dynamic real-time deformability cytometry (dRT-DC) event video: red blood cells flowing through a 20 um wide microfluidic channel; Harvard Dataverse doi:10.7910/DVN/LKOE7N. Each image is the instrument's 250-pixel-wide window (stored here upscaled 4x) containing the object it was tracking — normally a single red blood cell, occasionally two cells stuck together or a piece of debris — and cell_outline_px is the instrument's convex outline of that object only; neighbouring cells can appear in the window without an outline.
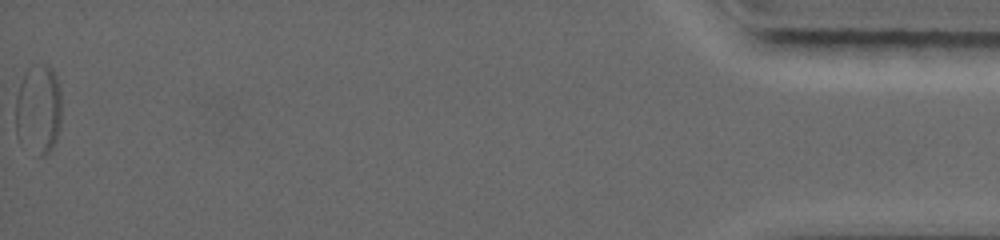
{"species": "common noctule bat (a hibernating species)", "species_latin": "Nyctalus noctula", "temperature_condition": "warm", "stored_images_in_passage": 34, "segment_of_instrument_passage": [3, 3], "camera_frame_rate_fps": 5000, "um_per_image_px": 0.085, "animal": {"sex": "female", "body_mass_g": 19.0, "forearm_length_mm": 56.7}, "frame": {"image": 1, "passage_image": 34, "time_ms": 14.8, "image_size_px": [1000, 240], "cell_outline_px": [[60, 128], [56, 140], [52, 148], [44, 156], [36, 156], [16, 136], [16, 100], [20, 84], [24, 72], [28, 68], [36, 64], [44, 64], [52, 68], [56, 76], [60, 92]], "centroid_in_image_um": [3.27, 9.3], "position_along_channel_um": 431.9, "area_um2": 24.16}}